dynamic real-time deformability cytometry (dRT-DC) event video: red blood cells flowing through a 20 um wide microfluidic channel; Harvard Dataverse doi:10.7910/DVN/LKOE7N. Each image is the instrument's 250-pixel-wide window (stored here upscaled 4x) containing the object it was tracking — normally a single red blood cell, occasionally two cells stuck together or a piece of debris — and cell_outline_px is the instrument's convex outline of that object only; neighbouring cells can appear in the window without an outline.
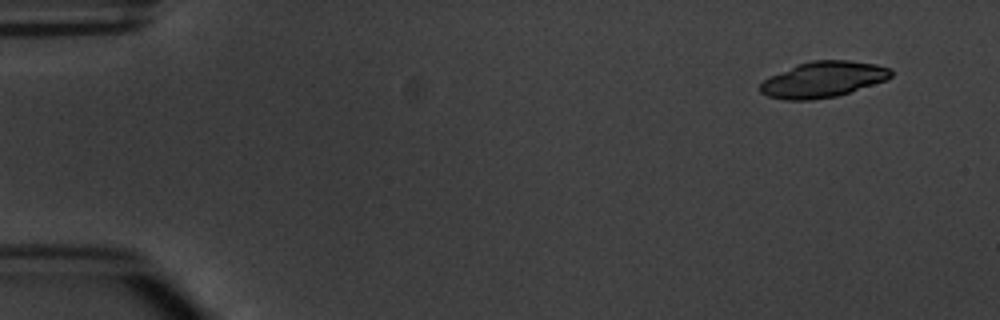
{"species": "common noctule bat (a hibernating species)", "species_latin": "Nyctalus noctula", "temperature_condition": "warm", "stored_images_in_passage": 5, "segment_of_instrument_passage": [1, 2], "camera_frame_rate_fps": 3000, "um_per_image_px": 0.085, "animal": {"sex": "male", "body_mass_g": 20.1, "forearm_length_mm": 53.5}, "frame": {"image": 1, "passage_image": 1, "time_ms": 0.0, "image_size_px": [1000, 320], "cell_outline_px": [[892, 76], [888, 80], [836, 96], [812, 100], [784, 100], [768, 96], [760, 92], [760, 84], [764, 80], [796, 64], [812, 60], [848, 60], [876, 64], [888, 68], [892, 72]], "centroid_in_image_um": [69.97, 6.76], "position_along_channel_um": 15.0, "area_um2": 27.22}}